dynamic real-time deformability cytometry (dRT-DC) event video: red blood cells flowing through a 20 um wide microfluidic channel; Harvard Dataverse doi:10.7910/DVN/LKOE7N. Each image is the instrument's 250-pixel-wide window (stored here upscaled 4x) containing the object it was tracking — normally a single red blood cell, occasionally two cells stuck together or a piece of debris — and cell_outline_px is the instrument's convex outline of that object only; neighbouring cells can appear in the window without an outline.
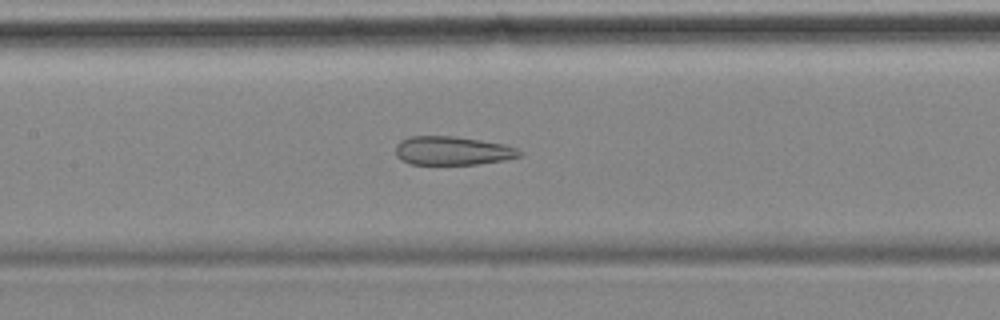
{"species": "common noctule bat (a hibernating species)", "species_latin": "Nyctalus noctula", "temperature_condition": "cold", "stored_images_in_passage": 56, "camera_frame_rate_fps": 3000, "um_per_image_px": 0.085, "animal": {"sex": "female", "body_mass_g": 18.4}, "frame": {"image": 1, "passage_image": 25, "time_ms": 8.0, "image_size_px": [1000, 320], "cell_outline_px": [[524, 152], [520, 156], [504, 160], [476, 164], [412, 164], [400, 160], [396, 156], [396, 144], [400, 140], [412, 136], [456, 136], [504, 144], [516, 148]], "centroid_in_image_um": [38.45, 12.81], "position_along_channel_um": 169.0, "area_um2": 20.75}}
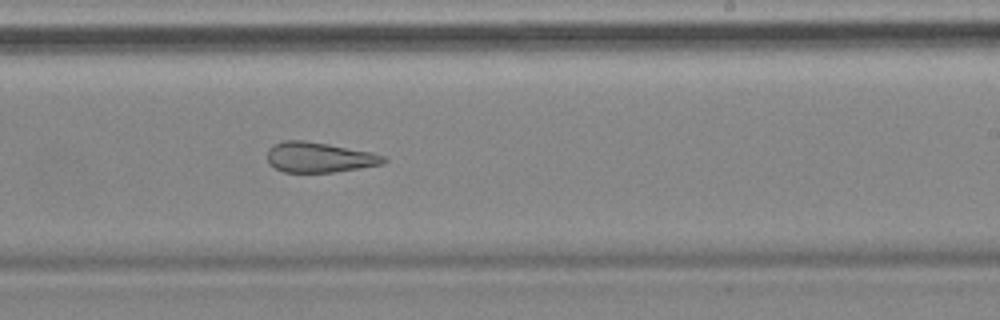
{"frame": {"image": 2, "passage_image": 33, "time_ms": 10.667, "image_size_px": [1000, 320], "cell_outline_px": [[388, 160], [384, 164], [360, 168], [332, 172], [284, 172], [276, 168], [268, 160], [268, 148], [272, 144], [284, 140], [304, 140], [328, 144], [368, 152], [384, 156]], "centroid_in_image_um": [27.12, 13.37], "position_along_channel_um": 261.9, "area_um2": 20.29}}
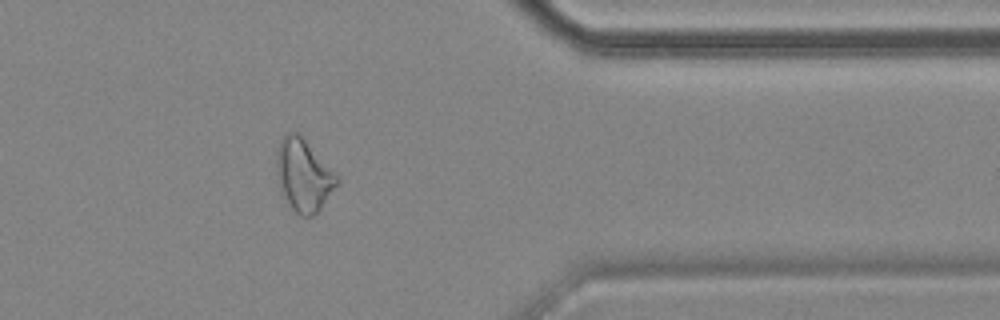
{"frame": {"image": 3, "passage_image": 45, "time_ms": 14.667, "image_size_px": [1000, 320], "cell_outline_px": [[340, 184], [320, 208], [312, 216], [300, 216], [292, 208], [276, 176], [276, 152], [280, 140], [288, 132], [300, 132], [304, 136], [340, 180]], "centroid_in_image_um": [25.82, 14.84], "position_along_channel_um": 385.6, "area_um2": 25.26}, "authors_computed_cell_mechanics": {"area_um2": 26.299, "velocity_mm_per_s": 3.5047, "shape_relaxation_time_tau1_ms": null, "shape_relaxation_time_tau2_ms": 3.0281, "deformation_change_tau1": null, "deformation_change_tau2": 0.1241}}